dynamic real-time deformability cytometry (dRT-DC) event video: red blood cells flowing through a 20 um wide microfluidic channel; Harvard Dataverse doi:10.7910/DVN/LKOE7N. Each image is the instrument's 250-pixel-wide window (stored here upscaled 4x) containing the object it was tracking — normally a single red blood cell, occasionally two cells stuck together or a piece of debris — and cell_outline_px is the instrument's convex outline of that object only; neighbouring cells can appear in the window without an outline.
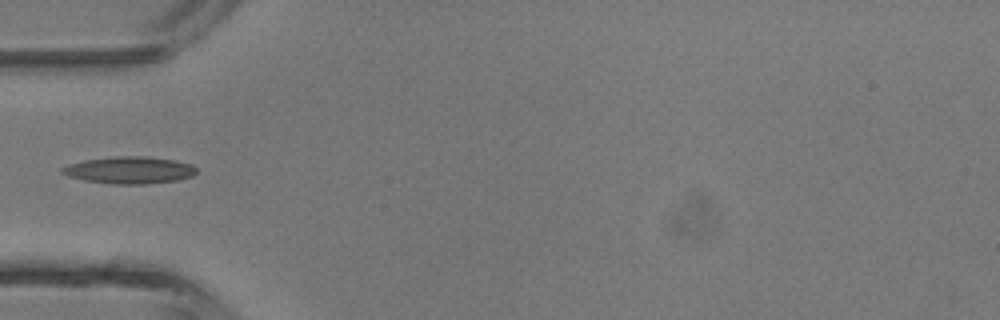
{"species": "common noctule bat (a hibernating species)", "species_latin": "Nyctalus noctula", "temperature_condition": "room temperature", "stored_images_in_passage": 6, "camera_frame_rate_fps": 3000, "um_per_image_px": 0.085, "animal": {"sex": "male", "body_mass_g": 13.3}, "frame": {"image": 1, "passage_image": 6, "time_ms": 5.667, "image_size_px": [1000, 320], "cell_outline_px": [[196, 172], [192, 176], [176, 180], [144, 184], [112, 184], [84, 180], [68, 176], [60, 172], [60, 168], [68, 164], [84, 160], [116, 156], [144, 156], [172, 160], [192, 164], [196, 168]], "centroid_in_image_um": [10.96, 14.46], "position_along_channel_um": 74.0, "area_um2": 21.1}}